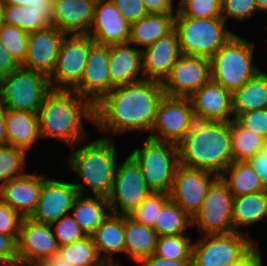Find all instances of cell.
Instances as JSON below:
<instances>
[{
  "instance_id": "58",
  "label": "cell",
  "mask_w": 267,
  "mask_h": 266,
  "mask_svg": "<svg viewBox=\"0 0 267 266\" xmlns=\"http://www.w3.org/2000/svg\"><path fill=\"white\" fill-rule=\"evenodd\" d=\"M257 10L267 12V0H256Z\"/></svg>"
},
{
  "instance_id": "14",
  "label": "cell",
  "mask_w": 267,
  "mask_h": 266,
  "mask_svg": "<svg viewBox=\"0 0 267 266\" xmlns=\"http://www.w3.org/2000/svg\"><path fill=\"white\" fill-rule=\"evenodd\" d=\"M219 176L213 172L178 165L169 198L191 218L200 210L212 183Z\"/></svg>"
},
{
  "instance_id": "54",
  "label": "cell",
  "mask_w": 267,
  "mask_h": 266,
  "mask_svg": "<svg viewBox=\"0 0 267 266\" xmlns=\"http://www.w3.org/2000/svg\"><path fill=\"white\" fill-rule=\"evenodd\" d=\"M36 266H72L63 257L60 251L54 252L46 261L38 263Z\"/></svg>"
},
{
  "instance_id": "51",
  "label": "cell",
  "mask_w": 267,
  "mask_h": 266,
  "mask_svg": "<svg viewBox=\"0 0 267 266\" xmlns=\"http://www.w3.org/2000/svg\"><path fill=\"white\" fill-rule=\"evenodd\" d=\"M142 266H192V260H167L154 254L139 262Z\"/></svg>"
},
{
  "instance_id": "30",
  "label": "cell",
  "mask_w": 267,
  "mask_h": 266,
  "mask_svg": "<svg viewBox=\"0 0 267 266\" xmlns=\"http://www.w3.org/2000/svg\"><path fill=\"white\" fill-rule=\"evenodd\" d=\"M267 108V74L260 71L232 93L234 118L241 113Z\"/></svg>"
},
{
  "instance_id": "6",
  "label": "cell",
  "mask_w": 267,
  "mask_h": 266,
  "mask_svg": "<svg viewBox=\"0 0 267 266\" xmlns=\"http://www.w3.org/2000/svg\"><path fill=\"white\" fill-rule=\"evenodd\" d=\"M222 17L193 18L175 16L176 31L182 55L211 58L235 33L225 29Z\"/></svg>"
},
{
  "instance_id": "37",
  "label": "cell",
  "mask_w": 267,
  "mask_h": 266,
  "mask_svg": "<svg viewBox=\"0 0 267 266\" xmlns=\"http://www.w3.org/2000/svg\"><path fill=\"white\" fill-rule=\"evenodd\" d=\"M59 251L72 266H106L97 253L92 235L59 247Z\"/></svg>"
},
{
  "instance_id": "57",
  "label": "cell",
  "mask_w": 267,
  "mask_h": 266,
  "mask_svg": "<svg viewBox=\"0 0 267 266\" xmlns=\"http://www.w3.org/2000/svg\"><path fill=\"white\" fill-rule=\"evenodd\" d=\"M5 5L26 6V0H2Z\"/></svg>"
},
{
  "instance_id": "46",
  "label": "cell",
  "mask_w": 267,
  "mask_h": 266,
  "mask_svg": "<svg viewBox=\"0 0 267 266\" xmlns=\"http://www.w3.org/2000/svg\"><path fill=\"white\" fill-rule=\"evenodd\" d=\"M22 219L17 211L0 199V233L10 235L17 241Z\"/></svg>"
},
{
  "instance_id": "48",
  "label": "cell",
  "mask_w": 267,
  "mask_h": 266,
  "mask_svg": "<svg viewBox=\"0 0 267 266\" xmlns=\"http://www.w3.org/2000/svg\"><path fill=\"white\" fill-rule=\"evenodd\" d=\"M18 264L17 241L10 235L0 233V266Z\"/></svg>"
},
{
  "instance_id": "38",
  "label": "cell",
  "mask_w": 267,
  "mask_h": 266,
  "mask_svg": "<svg viewBox=\"0 0 267 266\" xmlns=\"http://www.w3.org/2000/svg\"><path fill=\"white\" fill-rule=\"evenodd\" d=\"M154 255L167 260H191L192 244L185 234L159 236Z\"/></svg>"
},
{
  "instance_id": "21",
  "label": "cell",
  "mask_w": 267,
  "mask_h": 266,
  "mask_svg": "<svg viewBox=\"0 0 267 266\" xmlns=\"http://www.w3.org/2000/svg\"><path fill=\"white\" fill-rule=\"evenodd\" d=\"M198 121L230 122L234 119L232 93L210 80L190 97Z\"/></svg>"
},
{
  "instance_id": "17",
  "label": "cell",
  "mask_w": 267,
  "mask_h": 266,
  "mask_svg": "<svg viewBox=\"0 0 267 266\" xmlns=\"http://www.w3.org/2000/svg\"><path fill=\"white\" fill-rule=\"evenodd\" d=\"M59 251L51 224L39 223L23 217L17 240L18 264L36 266Z\"/></svg>"
},
{
  "instance_id": "1",
  "label": "cell",
  "mask_w": 267,
  "mask_h": 266,
  "mask_svg": "<svg viewBox=\"0 0 267 266\" xmlns=\"http://www.w3.org/2000/svg\"><path fill=\"white\" fill-rule=\"evenodd\" d=\"M164 96L162 83L143 79L115 87L94 106V122L104 131H151Z\"/></svg>"
},
{
  "instance_id": "13",
  "label": "cell",
  "mask_w": 267,
  "mask_h": 266,
  "mask_svg": "<svg viewBox=\"0 0 267 266\" xmlns=\"http://www.w3.org/2000/svg\"><path fill=\"white\" fill-rule=\"evenodd\" d=\"M151 192L146 185L139 165L129 155L116 168L113 187L108 197L111 213L128 215Z\"/></svg>"
},
{
  "instance_id": "22",
  "label": "cell",
  "mask_w": 267,
  "mask_h": 266,
  "mask_svg": "<svg viewBox=\"0 0 267 266\" xmlns=\"http://www.w3.org/2000/svg\"><path fill=\"white\" fill-rule=\"evenodd\" d=\"M182 55L175 30L142 49L144 79L163 81L169 76L172 66Z\"/></svg>"
},
{
  "instance_id": "8",
  "label": "cell",
  "mask_w": 267,
  "mask_h": 266,
  "mask_svg": "<svg viewBox=\"0 0 267 266\" xmlns=\"http://www.w3.org/2000/svg\"><path fill=\"white\" fill-rule=\"evenodd\" d=\"M50 90L48 77L20 66L0 78V104L9 110L38 113Z\"/></svg>"
},
{
  "instance_id": "16",
  "label": "cell",
  "mask_w": 267,
  "mask_h": 266,
  "mask_svg": "<svg viewBox=\"0 0 267 266\" xmlns=\"http://www.w3.org/2000/svg\"><path fill=\"white\" fill-rule=\"evenodd\" d=\"M211 80V61L201 56L181 55L163 81L164 95L190 98Z\"/></svg>"
},
{
  "instance_id": "18",
  "label": "cell",
  "mask_w": 267,
  "mask_h": 266,
  "mask_svg": "<svg viewBox=\"0 0 267 266\" xmlns=\"http://www.w3.org/2000/svg\"><path fill=\"white\" fill-rule=\"evenodd\" d=\"M109 45L94 43L80 82L72 89L94 106L114 88L110 82Z\"/></svg>"
},
{
  "instance_id": "2",
  "label": "cell",
  "mask_w": 267,
  "mask_h": 266,
  "mask_svg": "<svg viewBox=\"0 0 267 266\" xmlns=\"http://www.w3.org/2000/svg\"><path fill=\"white\" fill-rule=\"evenodd\" d=\"M177 146L180 165L218 176L234 161L230 122L195 120Z\"/></svg>"
},
{
  "instance_id": "12",
  "label": "cell",
  "mask_w": 267,
  "mask_h": 266,
  "mask_svg": "<svg viewBox=\"0 0 267 266\" xmlns=\"http://www.w3.org/2000/svg\"><path fill=\"white\" fill-rule=\"evenodd\" d=\"M194 121L190 98L164 95L159 101L156 122L148 137L177 145L190 131Z\"/></svg>"
},
{
  "instance_id": "23",
  "label": "cell",
  "mask_w": 267,
  "mask_h": 266,
  "mask_svg": "<svg viewBox=\"0 0 267 266\" xmlns=\"http://www.w3.org/2000/svg\"><path fill=\"white\" fill-rule=\"evenodd\" d=\"M97 0H53L52 26L70 34H87Z\"/></svg>"
},
{
  "instance_id": "24",
  "label": "cell",
  "mask_w": 267,
  "mask_h": 266,
  "mask_svg": "<svg viewBox=\"0 0 267 266\" xmlns=\"http://www.w3.org/2000/svg\"><path fill=\"white\" fill-rule=\"evenodd\" d=\"M42 188V176L27 173L0 187V199L22 217H30L36 210Z\"/></svg>"
},
{
  "instance_id": "25",
  "label": "cell",
  "mask_w": 267,
  "mask_h": 266,
  "mask_svg": "<svg viewBox=\"0 0 267 266\" xmlns=\"http://www.w3.org/2000/svg\"><path fill=\"white\" fill-rule=\"evenodd\" d=\"M108 72L114 88L143 80L138 77L143 75L142 49L130 43L109 45Z\"/></svg>"
},
{
  "instance_id": "42",
  "label": "cell",
  "mask_w": 267,
  "mask_h": 266,
  "mask_svg": "<svg viewBox=\"0 0 267 266\" xmlns=\"http://www.w3.org/2000/svg\"><path fill=\"white\" fill-rule=\"evenodd\" d=\"M175 16L193 18L222 17V0H180Z\"/></svg>"
},
{
  "instance_id": "5",
  "label": "cell",
  "mask_w": 267,
  "mask_h": 266,
  "mask_svg": "<svg viewBox=\"0 0 267 266\" xmlns=\"http://www.w3.org/2000/svg\"><path fill=\"white\" fill-rule=\"evenodd\" d=\"M254 44L236 34L211 58V80L233 93L259 70L253 65Z\"/></svg>"
},
{
  "instance_id": "45",
  "label": "cell",
  "mask_w": 267,
  "mask_h": 266,
  "mask_svg": "<svg viewBox=\"0 0 267 266\" xmlns=\"http://www.w3.org/2000/svg\"><path fill=\"white\" fill-rule=\"evenodd\" d=\"M222 18L242 21L257 12L256 0H222Z\"/></svg>"
},
{
  "instance_id": "53",
  "label": "cell",
  "mask_w": 267,
  "mask_h": 266,
  "mask_svg": "<svg viewBox=\"0 0 267 266\" xmlns=\"http://www.w3.org/2000/svg\"><path fill=\"white\" fill-rule=\"evenodd\" d=\"M259 250L256 246L242 261L229 266H263L262 256Z\"/></svg>"
},
{
  "instance_id": "31",
  "label": "cell",
  "mask_w": 267,
  "mask_h": 266,
  "mask_svg": "<svg viewBox=\"0 0 267 266\" xmlns=\"http://www.w3.org/2000/svg\"><path fill=\"white\" fill-rule=\"evenodd\" d=\"M71 211H74L72 216L87 235H92L111 213L108 198L84 197L83 194L77 196Z\"/></svg>"
},
{
  "instance_id": "26",
  "label": "cell",
  "mask_w": 267,
  "mask_h": 266,
  "mask_svg": "<svg viewBox=\"0 0 267 266\" xmlns=\"http://www.w3.org/2000/svg\"><path fill=\"white\" fill-rule=\"evenodd\" d=\"M124 236L125 215L115 213H110L92 234L97 253L106 266H119L113 261L112 253L125 251ZM102 252L105 253L103 257Z\"/></svg>"
},
{
  "instance_id": "27",
  "label": "cell",
  "mask_w": 267,
  "mask_h": 266,
  "mask_svg": "<svg viewBox=\"0 0 267 266\" xmlns=\"http://www.w3.org/2000/svg\"><path fill=\"white\" fill-rule=\"evenodd\" d=\"M5 129L8 145L26 151L40 138L38 114L6 109Z\"/></svg>"
},
{
  "instance_id": "47",
  "label": "cell",
  "mask_w": 267,
  "mask_h": 266,
  "mask_svg": "<svg viewBox=\"0 0 267 266\" xmlns=\"http://www.w3.org/2000/svg\"><path fill=\"white\" fill-rule=\"evenodd\" d=\"M122 16L130 23L143 18L148 11L142 0H111Z\"/></svg>"
},
{
  "instance_id": "9",
  "label": "cell",
  "mask_w": 267,
  "mask_h": 266,
  "mask_svg": "<svg viewBox=\"0 0 267 266\" xmlns=\"http://www.w3.org/2000/svg\"><path fill=\"white\" fill-rule=\"evenodd\" d=\"M257 245L241 232L205 235L192 243V266H229L242 261Z\"/></svg>"
},
{
  "instance_id": "33",
  "label": "cell",
  "mask_w": 267,
  "mask_h": 266,
  "mask_svg": "<svg viewBox=\"0 0 267 266\" xmlns=\"http://www.w3.org/2000/svg\"><path fill=\"white\" fill-rule=\"evenodd\" d=\"M221 177L227 183L229 190L234 196L266 190L261 183L260 177L246 160L233 161Z\"/></svg>"
},
{
  "instance_id": "28",
  "label": "cell",
  "mask_w": 267,
  "mask_h": 266,
  "mask_svg": "<svg viewBox=\"0 0 267 266\" xmlns=\"http://www.w3.org/2000/svg\"><path fill=\"white\" fill-rule=\"evenodd\" d=\"M175 14L148 13L143 18L131 24L129 43L146 47L159 38L165 37L174 30Z\"/></svg>"
},
{
  "instance_id": "4",
  "label": "cell",
  "mask_w": 267,
  "mask_h": 266,
  "mask_svg": "<svg viewBox=\"0 0 267 266\" xmlns=\"http://www.w3.org/2000/svg\"><path fill=\"white\" fill-rule=\"evenodd\" d=\"M113 139V140H112ZM113 137H102L79 148L68 163L94 196L108 198L116 172V145Z\"/></svg>"
},
{
  "instance_id": "39",
  "label": "cell",
  "mask_w": 267,
  "mask_h": 266,
  "mask_svg": "<svg viewBox=\"0 0 267 266\" xmlns=\"http://www.w3.org/2000/svg\"><path fill=\"white\" fill-rule=\"evenodd\" d=\"M25 157V150L15 148L11 145L0 147V187L8 181L26 174L23 172L25 168Z\"/></svg>"
},
{
  "instance_id": "34",
  "label": "cell",
  "mask_w": 267,
  "mask_h": 266,
  "mask_svg": "<svg viewBox=\"0 0 267 266\" xmlns=\"http://www.w3.org/2000/svg\"><path fill=\"white\" fill-rule=\"evenodd\" d=\"M3 23L31 33L52 26V11H35L30 6L5 5Z\"/></svg>"
},
{
  "instance_id": "29",
  "label": "cell",
  "mask_w": 267,
  "mask_h": 266,
  "mask_svg": "<svg viewBox=\"0 0 267 266\" xmlns=\"http://www.w3.org/2000/svg\"><path fill=\"white\" fill-rule=\"evenodd\" d=\"M156 231L125 215V253L139 263L154 254L158 240Z\"/></svg>"
},
{
  "instance_id": "52",
  "label": "cell",
  "mask_w": 267,
  "mask_h": 266,
  "mask_svg": "<svg viewBox=\"0 0 267 266\" xmlns=\"http://www.w3.org/2000/svg\"><path fill=\"white\" fill-rule=\"evenodd\" d=\"M148 13L173 14L172 0H142Z\"/></svg>"
},
{
  "instance_id": "15",
  "label": "cell",
  "mask_w": 267,
  "mask_h": 266,
  "mask_svg": "<svg viewBox=\"0 0 267 266\" xmlns=\"http://www.w3.org/2000/svg\"><path fill=\"white\" fill-rule=\"evenodd\" d=\"M84 185L62 182L42 176V188L36 210L30 218L39 223L52 224L71 212L75 199L84 195Z\"/></svg>"
},
{
  "instance_id": "56",
  "label": "cell",
  "mask_w": 267,
  "mask_h": 266,
  "mask_svg": "<svg viewBox=\"0 0 267 266\" xmlns=\"http://www.w3.org/2000/svg\"><path fill=\"white\" fill-rule=\"evenodd\" d=\"M6 108L0 104V147L8 145L6 136Z\"/></svg>"
},
{
  "instance_id": "19",
  "label": "cell",
  "mask_w": 267,
  "mask_h": 266,
  "mask_svg": "<svg viewBox=\"0 0 267 266\" xmlns=\"http://www.w3.org/2000/svg\"><path fill=\"white\" fill-rule=\"evenodd\" d=\"M65 35L66 33L55 26L29 33L28 52L21 66L49 78L55 69L61 42Z\"/></svg>"
},
{
  "instance_id": "59",
  "label": "cell",
  "mask_w": 267,
  "mask_h": 266,
  "mask_svg": "<svg viewBox=\"0 0 267 266\" xmlns=\"http://www.w3.org/2000/svg\"><path fill=\"white\" fill-rule=\"evenodd\" d=\"M5 4L0 0V25L3 23V13Z\"/></svg>"
},
{
  "instance_id": "55",
  "label": "cell",
  "mask_w": 267,
  "mask_h": 266,
  "mask_svg": "<svg viewBox=\"0 0 267 266\" xmlns=\"http://www.w3.org/2000/svg\"><path fill=\"white\" fill-rule=\"evenodd\" d=\"M26 6L35 11H52L53 0H26Z\"/></svg>"
},
{
  "instance_id": "35",
  "label": "cell",
  "mask_w": 267,
  "mask_h": 266,
  "mask_svg": "<svg viewBox=\"0 0 267 266\" xmlns=\"http://www.w3.org/2000/svg\"><path fill=\"white\" fill-rule=\"evenodd\" d=\"M190 226H193L192 218L169 198L156 217L153 229L158 236H176L185 234V228Z\"/></svg>"
},
{
  "instance_id": "44",
  "label": "cell",
  "mask_w": 267,
  "mask_h": 266,
  "mask_svg": "<svg viewBox=\"0 0 267 266\" xmlns=\"http://www.w3.org/2000/svg\"><path fill=\"white\" fill-rule=\"evenodd\" d=\"M242 127L267 141V108L247 111L234 118Z\"/></svg>"
},
{
  "instance_id": "20",
  "label": "cell",
  "mask_w": 267,
  "mask_h": 266,
  "mask_svg": "<svg viewBox=\"0 0 267 266\" xmlns=\"http://www.w3.org/2000/svg\"><path fill=\"white\" fill-rule=\"evenodd\" d=\"M131 24L111 0H97L88 35L102 45L129 43Z\"/></svg>"
},
{
  "instance_id": "10",
  "label": "cell",
  "mask_w": 267,
  "mask_h": 266,
  "mask_svg": "<svg viewBox=\"0 0 267 266\" xmlns=\"http://www.w3.org/2000/svg\"><path fill=\"white\" fill-rule=\"evenodd\" d=\"M94 43L88 34H72L70 38L67 34L64 36L55 69L48 78L51 89L72 90L80 82Z\"/></svg>"
},
{
  "instance_id": "36",
  "label": "cell",
  "mask_w": 267,
  "mask_h": 266,
  "mask_svg": "<svg viewBox=\"0 0 267 266\" xmlns=\"http://www.w3.org/2000/svg\"><path fill=\"white\" fill-rule=\"evenodd\" d=\"M231 146L234 161H245L267 147V141L242 127L235 119L230 121Z\"/></svg>"
},
{
  "instance_id": "3",
  "label": "cell",
  "mask_w": 267,
  "mask_h": 266,
  "mask_svg": "<svg viewBox=\"0 0 267 266\" xmlns=\"http://www.w3.org/2000/svg\"><path fill=\"white\" fill-rule=\"evenodd\" d=\"M40 137H53L72 145L88 135L83 116L94 123V105L73 90L51 89L38 110ZM84 114V115H83Z\"/></svg>"
},
{
  "instance_id": "43",
  "label": "cell",
  "mask_w": 267,
  "mask_h": 266,
  "mask_svg": "<svg viewBox=\"0 0 267 266\" xmlns=\"http://www.w3.org/2000/svg\"><path fill=\"white\" fill-rule=\"evenodd\" d=\"M54 224L55 228L53 229L55 231L53 232L59 247L69 245L87 236L71 214L61 217L51 225L53 226Z\"/></svg>"
},
{
  "instance_id": "49",
  "label": "cell",
  "mask_w": 267,
  "mask_h": 266,
  "mask_svg": "<svg viewBox=\"0 0 267 266\" xmlns=\"http://www.w3.org/2000/svg\"><path fill=\"white\" fill-rule=\"evenodd\" d=\"M246 161L260 177L263 187L267 190V147Z\"/></svg>"
},
{
  "instance_id": "60",
  "label": "cell",
  "mask_w": 267,
  "mask_h": 266,
  "mask_svg": "<svg viewBox=\"0 0 267 266\" xmlns=\"http://www.w3.org/2000/svg\"><path fill=\"white\" fill-rule=\"evenodd\" d=\"M13 266H26V265H20V264H16V265H13Z\"/></svg>"
},
{
  "instance_id": "40",
  "label": "cell",
  "mask_w": 267,
  "mask_h": 266,
  "mask_svg": "<svg viewBox=\"0 0 267 266\" xmlns=\"http://www.w3.org/2000/svg\"><path fill=\"white\" fill-rule=\"evenodd\" d=\"M28 37L29 33L19 27L6 23L0 25V41L20 65L27 56Z\"/></svg>"
},
{
  "instance_id": "32",
  "label": "cell",
  "mask_w": 267,
  "mask_h": 266,
  "mask_svg": "<svg viewBox=\"0 0 267 266\" xmlns=\"http://www.w3.org/2000/svg\"><path fill=\"white\" fill-rule=\"evenodd\" d=\"M267 217V190L234 196L232 219L234 232L240 227L250 226Z\"/></svg>"
},
{
  "instance_id": "50",
  "label": "cell",
  "mask_w": 267,
  "mask_h": 266,
  "mask_svg": "<svg viewBox=\"0 0 267 266\" xmlns=\"http://www.w3.org/2000/svg\"><path fill=\"white\" fill-rule=\"evenodd\" d=\"M20 66L21 65L15 60L13 55L7 51L4 44L0 41V78L5 77Z\"/></svg>"
},
{
  "instance_id": "7",
  "label": "cell",
  "mask_w": 267,
  "mask_h": 266,
  "mask_svg": "<svg viewBox=\"0 0 267 266\" xmlns=\"http://www.w3.org/2000/svg\"><path fill=\"white\" fill-rule=\"evenodd\" d=\"M130 156L139 165L146 185L152 192L170 193L179 165L176 144L147 137L142 149L136 148Z\"/></svg>"
},
{
  "instance_id": "11",
  "label": "cell",
  "mask_w": 267,
  "mask_h": 266,
  "mask_svg": "<svg viewBox=\"0 0 267 266\" xmlns=\"http://www.w3.org/2000/svg\"><path fill=\"white\" fill-rule=\"evenodd\" d=\"M234 195L219 176L209 188L200 210L192 218L205 235L234 232L232 208Z\"/></svg>"
},
{
  "instance_id": "41",
  "label": "cell",
  "mask_w": 267,
  "mask_h": 266,
  "mask_svg": "<svg viewBox=\"0 0 267 266\" xmlns=\"http://www.w3.org/2000/svg\"><path fill=\"white\" fill-rule=\"evenodd\" d=\"M168 199L167 193L151 192L128 216L138 223L153 228L156 217Z\"/></svg>"
}]
</instances>
